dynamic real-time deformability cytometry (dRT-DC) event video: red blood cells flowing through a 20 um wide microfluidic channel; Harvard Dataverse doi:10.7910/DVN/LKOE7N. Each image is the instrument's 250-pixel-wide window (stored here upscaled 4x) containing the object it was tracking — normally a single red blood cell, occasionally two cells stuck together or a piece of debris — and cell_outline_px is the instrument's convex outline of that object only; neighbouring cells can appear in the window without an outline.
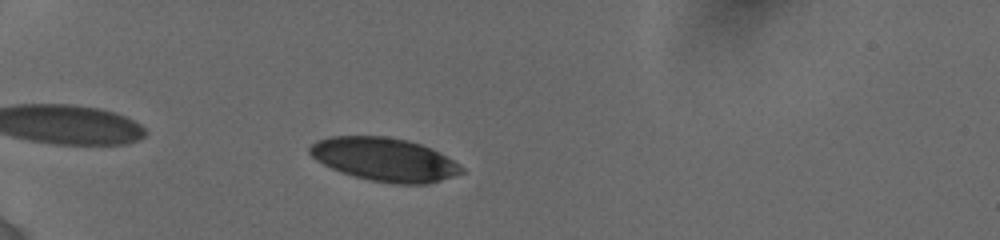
{"species": "human", "species_latin": "Homo sapiens", "temperature_condition": "cold", "stored_images_in_passage": 49, "camera_frame_rate_fps": 3000, "um_per_image_px": 0.085, "donor": {"sex": "female"}, "frame": {"image": 1, "passage_image": 8, "time_ms": 1.333, "image_size_px": [1000, 240], "cell_outline_px": [[464, 172], [428, 184], [392, 184], [368, 180], [340, 172], [316, 160], [308, 152], [308, 148], [316, 140], [332, 136], [388, 136], [408, 140], [432, 148], [440, 152], [460, 164], [464, 168]], "centroid_in_image_um": [32.69, 13.55], "position_along_channel_um": 52.3, "area_um2": 38.61}}
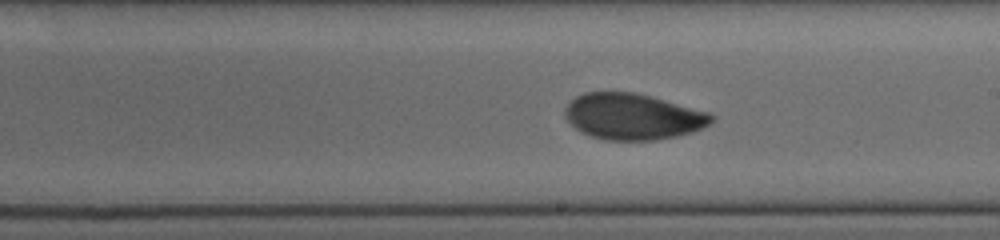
{"frame": {"image": 2, "passage_image": 27, "time_ms": 7.0, "image_size_px": [1000, 240], "cell_outline_px": [[712, 120], [708, 124], [692, 132], [676, 136], [656, 140], [604, 140], [580, 132], [568, 120], [564, 112], [564, 108], [576, 96], [584, 92], [632, 92], [648, 96], [708, 112], [712, 116]], "centroid_in_image_um": [53.74, 9.91], "position_along_channel_um": 235.3, "area_um2": 38.78}}
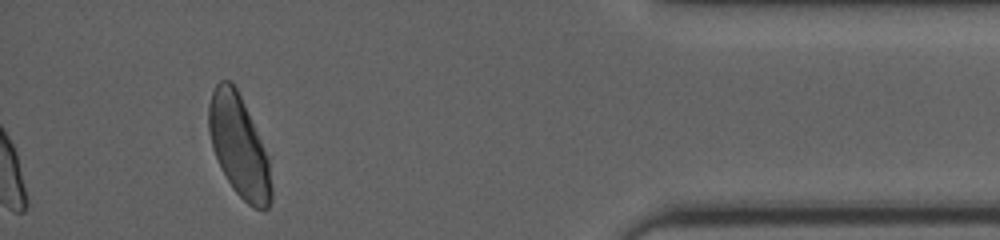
{"frame": {"image": 3, "passage_image": 49, "time_ms": 12.667, "image_size_px": [1000, 240], "cell_outline_px": [[272, 200], [268, 208], [264, 212], [252, 208], [232, 188], [212, 148], [208, 128], [208, 108], [212, 92], [216, 84], [220, 80], [232, 80], [252, 120], [268, 156], [272, 188]], "centroid_in_image_um": [20.33, 12.45], "position_along_channel_um": 414.9, "area_um2": 36.93}, "authors_computed_cell_mechanics": {"area_um2": 38.6104, "velocity_mm_per_s": 3.8481, "shape_relaxation_time_tau1_ms": 3.8943, "shape_relaxation_time_tau2_ms": 1.496, "deformation_change_tau1": 0.1293, "deformation_change_tau2": 0.0547}}